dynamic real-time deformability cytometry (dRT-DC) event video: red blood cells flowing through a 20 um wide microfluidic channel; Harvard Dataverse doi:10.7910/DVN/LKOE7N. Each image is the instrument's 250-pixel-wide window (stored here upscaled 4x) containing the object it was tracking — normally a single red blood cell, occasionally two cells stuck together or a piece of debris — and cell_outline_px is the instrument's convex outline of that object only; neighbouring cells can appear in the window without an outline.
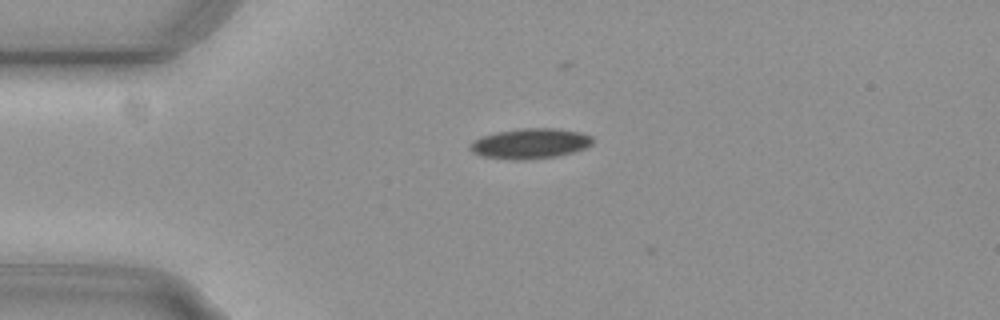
{"species": "common noctule bat (a hibernating species)", "species_latin": "Nyctalus noctula", "temperature_condition": "cold", "stored_images_in_passage": 4, "camera_frame_rate_fps": 3000, "um_per_image_px": 0.085, "animal": {"sex": "female", "body_mass_g": 29.2, "forearm_length_mm": 56.3}, "frame": {"image": 1, "passage_image": 2, "time_ms": 0.333, "image_size_px": [1000, 320], "cell_outline_px": [[592, 144], [584, 148], [572, 152], [556, 156], [524, 160], [512, 160], [484, 156], [472, 152], [468, 148], [468, 144], [484, 136], [496, 132], [520, 128], [556, 128], [580, 132], [592, 136]], "centroid_in_image_um": [45.06, 12.2], "position_along_channel_um": 39.9, "area_um2": 21.5}}